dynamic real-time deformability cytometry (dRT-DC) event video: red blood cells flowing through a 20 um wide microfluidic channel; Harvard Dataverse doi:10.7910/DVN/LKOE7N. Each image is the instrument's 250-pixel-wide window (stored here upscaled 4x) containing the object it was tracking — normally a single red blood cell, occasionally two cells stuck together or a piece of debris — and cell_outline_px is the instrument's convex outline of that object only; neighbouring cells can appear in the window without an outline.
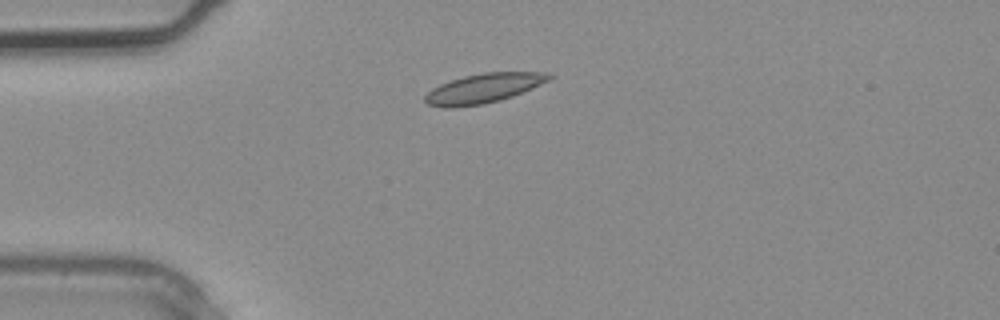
{"species": "common noctule bat (a hibernating species)", "species_latin": "Nyctalus noctula", "temperature_condition": "warm", "stored_images_in_passage": 1, "camera_frame_rate_fps": 3000, "um_per_image_px": 0.085, "animal": {"sex": "male", "body_mass_g": 20.4}, "frame": {"image": 1, "passage_image": 1, "time_ms": 0.0, "image_size_px": [1000, 320], "cell_outline_px": [[556, 76], [532, 88], [512, 96], [500, 100], [484, 104], [448, 108], [444, 108], [428, 104], [424, 100], [424, 96], [432, 88], [440, 84], [464, 76], [484, 72], [540, 72]], "centroid_in_image_um": [41.07, 7.51], "position_along_channel_um": 43.9, "area_um2": 21.15}}